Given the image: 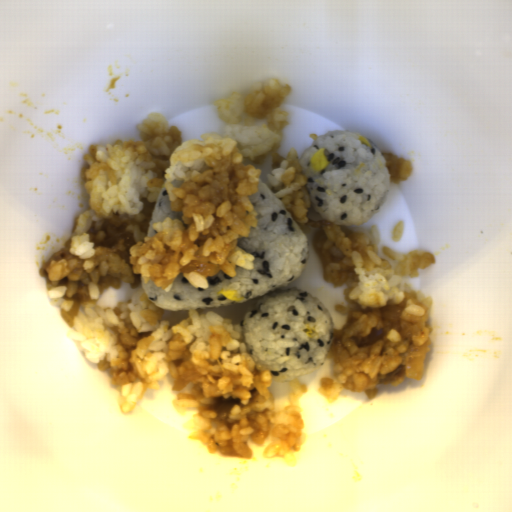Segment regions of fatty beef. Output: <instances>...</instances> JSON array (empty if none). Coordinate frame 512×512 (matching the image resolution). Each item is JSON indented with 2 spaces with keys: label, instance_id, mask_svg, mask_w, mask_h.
Returning a JSON list of instances; mask_svg holds the SVG:
<instances>
[{
  "label": "fatty beef",
  "instance_id": "fatty-beef-1",
  "mask_svg": "<svg viewBox=\"0 0 512 512\" xmlns=\"http://www.w3.org/2000/svg\"><path fill=\"white\" fill-rule=\"evenodd\" d=\"M129 225L130 219L116 214L112 218L104 219L100 228H97L93 221L86 234L89 235V241L95 244V248H112L120 240H123L124 251L117 250L115 254L127 264H130V248L136 245L137 242L133 234L126 230Z\"/></svg>",
  "mask_w": 512,
  "mask_h": 512
},
{
  "label": "fatty beef",
  "instance_id": "fatty-beef-2",
  "mask_svg": "<svg viewBox=\"0 0 512 512\" xmlns=\"http://www.w3.org/2000/svg\"><path fill=\"white\" fill-rule=\"evenodd\" d=\"M408 298L400 303H391L381 308L383 328H373L367 336L353 335L351 339L359 347L375 344L382 341L391 330H397L401 333L403 328L400 324L401 315L407 307Z\"/></svg>",
  "mask_w": 512,
  "mask_h": 512
},
{
  "label": "fatty beef",
  "instance_id": "fatty-beef-3",
  "mask_svg": "<svg viewBox=\"0 0 512 512\" xmlns=\"http://www.w3.org/2000/svg\"><path fill=\"white\" fill-rule=\"evenodd\" d=\"M208 239L214 240V236L211 232L200 235L197 238L195 244L197 245L198 249L194 253L195 258L197 259L191 260L185 266L181 265L177 271L179 274L197 273L198 275L213 277L221 271L220 265L214 264L212 261L218 257L216 251L209 253L208 256H204L203 254L204 246Z\"/></svg>",
  "mask_w": 512,
  "mask_h": 512
},
{
  "label": "fatty beef",
  "instance_id": "fatty-beef-4",
  "mask_svg": "<svg viewBox=\"0 0 512 512\" xmlns=\"http://www.w3.org/2000/svg\"><path fill=\"white\" fill-rule=\"evenodd\" d=\"M304 225L316 228L312 239V246L314 250L317 252V254L320 256L323 262V267H325L328 263H337L344 258L345 255L343 254V252L336 247L332 246L329 247L328 249L323 248V245L328 238L323 227L334 225L333 222H329L326 220L314 221L308 219V221L305 222Z\"/></svg>",
  "mask_w": 512,
  "mask_h": 512
},
{
  "label": "fatty beef",
  "instance_id": "fatty-beef-5",
  "mask_svg": "<svg viewBox=\"0 0 512 512\" xmlns=\"http://www.w3.org/2000/svg\"><path fill=\"white\" fill-rule=\"evenodd\" d=\"M386 160V168L390 174V182L399 184L409 179L413 165L411 161L399 157L393 153H382Z\"/></svg>",
  "mask_w": 512,
  "mask_h": 512
},
{
  "label": "fatty beef",
  "instance_id": "fatty-beef-6",
  "mask_svg": "<svg viewBox=\"0 0 512 512\" xmlns=\"http://www.w3.org/2000/svg\"><path fill=\"white\" fill-rule=\"evenodd\" d=\"M238 402L239 400L236 397H225V395L215 396L214 404L210 408V411L217 413L215 423L226 420L231 406Z\"/></svg>",
  "mask_w": 512,
  "mask_h": 512
},
{
  "label": "fatty beef",
  "instance_id": "fatty-beef-7",
  "mask_svg": "<svg viewBox=\"0 0 512 512\" xmlns=\"http://www.w3.org/2000/svg\"><path fill=\"white\" fill-rule=\"evenodd\" d=\"M406 371H407L406 365H400L395 370H393L392 372H390L388 374H379L378 373L375 378L376 385L391 384V383L397 381L398 379L404 377L406 374Z\"/></svg>",
  "mask_w": 512,
  "mask_h": 512
}]
</instances>
